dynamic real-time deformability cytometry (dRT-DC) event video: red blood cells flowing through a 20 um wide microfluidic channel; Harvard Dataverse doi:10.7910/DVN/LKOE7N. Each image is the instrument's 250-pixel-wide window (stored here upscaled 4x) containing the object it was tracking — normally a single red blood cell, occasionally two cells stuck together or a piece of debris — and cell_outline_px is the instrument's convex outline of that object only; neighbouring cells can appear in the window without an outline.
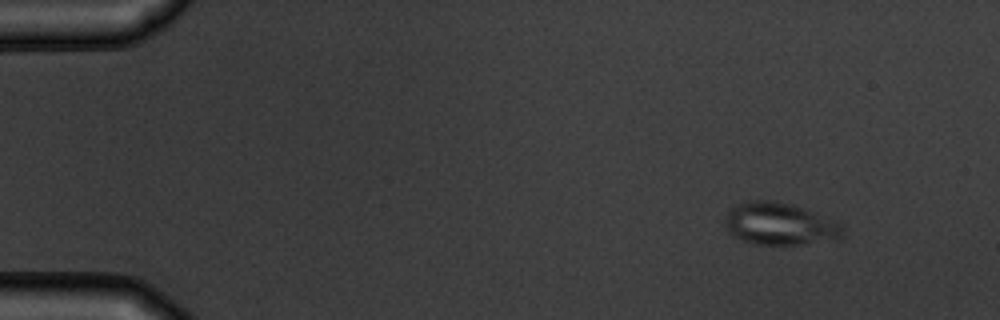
{"species": "common noctule bat (a hibernating species)", "species_latin": "Nyctalus noctula", "temperature_condition": "warm", "stored_images_in_passage": 4, "camera_frame_rate_fps": 3000, "um_per_image_px": 0.085, "animal": {"sex": "male", "body_mass_g": 19.5, "forearm_length_mm": 54.6}, "frame": {"image": 1, "passage_image": 1, "time_ms": 0.0, "image_size_px": [1000, 320], "cell_outline_px": [[844, 228], [840, 236], [836, 240], [796, 244], [756, 244], [744, 240], [728, 232], [724, 220], [724, 216], [736, 204], [744, 200], [776, 200], [792, 204], [840, 220]], "centroid_in_image_um": [66.31, 19.0], "position_along_channel_um": 18.7, "area_um2": 29.36}}